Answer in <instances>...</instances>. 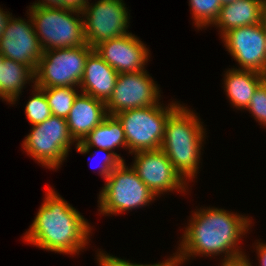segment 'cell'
Returning <instances> with one entry per match:
<instances>
[{"instance_id":"6da1fadb","label":"cell","mask_w":266,"mask_h":266,"mask_svg":"<svg viewBox=\"0 0 266 266\" xmlns=\"http://www.w3.org/2000/svg\"><path fill=\"white\" fill-rule=\"evenodd\" d=\"M189 222L179 244L181 248L178 247V252L173 253L177 266L190 259V256L225 254L221 263L240 261L246 256L238 244L252 223L247 216L207 207L194 212Z\"/></svg>"},{"instance_id":"7a4b0ae2","label":"cell","mask_w":266,"mask_h":266,"mask_svg":"<svg viewBox=\"0 0 266 266\" xmlns=\"http://www.w3.org/2000/svg\"><path fill=\"white\" fill-rule=\"evenodd\" d=\"M46 190L45 200L24 240L55 253L79 254L89 243L90 224L54 189Z\"/></svg>"},{"instance_id":"3957f363","label":"cell","mask_w":266,"mask_h":266,"mask_svg":"<svg viewBox=\"0 0 266 266\" xmlns=\"http://www.w3.org/2000/svg\"><path fill=\"white\" fill-rule=\"evenodd\" d=\"M203 130L197 114L181 104L166 120L161 149L185 181L197 176L205 137Z\"/></svg>"},{"instance_id":"277c9868","label":"cell","mask_w":266,"mask_h":266,"mask_svg":"<svg viewBox=\"0 0 266 266\" xmlns=\"http://www.w3.org/2000/svg\"><path fill=\"white\" fill-rule=\"evenodd\" d=\"M34 31L45 50L79 47L86 44L84 20L78 9L29 7ZM76 15L74 17V15ZM81 17V18H79Z\"/></svg>"},{"instance_id":"5b68a950","label":"cell","mask_w":266,"mask_h":266,"mask_svg":"<svg viewBox=\"0 0 266 266\" xmlns=\"http://www.w3.org/2000/svg\"><path fill=\"white\" fill-rule=\"evenodd\" d=\"M169 105L164 107L159 103L114 115L122 125L130 154L161 148L166 120L180 104Z\"/></svg>"},{"instance_id":"8992f818","label":"cell","mask_w":266,"mask_h":266,"mask_svg":"<svg viewBox=\"0 0 266 266\" xmlns=\"http://www.w3.org/2000/svg\"><path fill=\"white\" fill-rule=\"evenodd\" d=\"M98 199L99 212L117 215L135 208L144 207L155 200V195L125 161L111 171Z\"/></svg>"},{"instance_id":"52a82bcc","label":"cell","mask_w":266,"mask_h":266,"mask_svg":"<svg viewBox=\"0 0 266 266\" xmlns=\"http://www.w3.org/2000/svg\"><path fill=\"white\" fill-rule=\"evenodd\" d=\"M93 50L86 43L79 47L43 51L35 70L34 85L39 88H79L86 60Z\"/></svg>"},{"instance_id":"ba28073f","label":"cell","mask_w":266,"mask_h":266,"mask_svg":"<svg viewBox=\"0 0 266 266\" xmlns=\"http://www.w3.org/2000/svg\"><path fill=\"white\" fill-rule=\"evenodd\" d=\"M25 137L23 148L28 155L49 169H58L66 159L70 146L76 141L69 132L65 118L51 115L44 122L33 125Z\"/></svg>"},{"instance_id":"9c48e42d","label":"cell","mask_w":266,"mask_h":266,"mask_svg":"<svg viewBox=\"0 0 266 266\" xmlns=\"http://www.w3.org/2000/svg\"><path fill=\"white\" fill-rule=\"evenodd\" d=\"M88 2L81 10L86 43L95 48L101 42L128 34L129 12L123 0Z\"/></svg>"},{"instance_id":"30bf717a","label":"cell","mask_w":266,"mask_h":266,"mask_svg":"<svg viewBox=\"0 0 266 266\" xmlns=\"http://www.w3.org/2000/svg\"><path fill=\"white\" fill-rule=\"evenodd\" d=\"M159 89L147 70L118 74L112 96L105 103L107 113L114 116L125 110L159 104Z\"/></svg>"},{"instance_id":"8fae6325","label":"cell","mask_w":266,"mask_h":266,"mask_svg":"<svg viewBox=\"0 0 266 266\" xmlns=\"http://www.w3.org/2000/svg\"><path fill=\"white\" fill-rule=\"evenodd\" d=\"M221 37L240 70L266 75V29L261 23L233 28Z\"/></svg>"},{"instance_id":"7c38bea8","label":"cell","mask_w":266,"mask_h":266,"mask_svg":"<svg viewBox=\"0 0 266 266\" xmlns=\"http://www.w3.org/2000/svg\"><path fill=\"white\" fill-rule=\"evenodd\" d=\"M133 155L135 158L131 167L155 196L174 190L182 192L188 188L187 182L175 170L161 148L137 151Z\"/></svg>"},{"instance_id":"4fadbf2b","label":"cell","mask_w":266,"mask_h":266,"mask_svg":"<svg viewBox=\"0 0 266 266\" xmlns=\"http://www.w3.org/2000/svg\"><path fill=\"white\" fill-rule=\"evenodd\" d=\"M29 17L28 22L22 18H11L0 38V53L4 58L23 63L35 72L43 48Z\"/></svg>"},{"instance_id":"5bb4252c","label":"cell","mask_w":266,"mask_h":266,"mask_svg":"<svg viewBox=\"0 0 266 266\" xmlns=\"http://www.w3.org/2000/svg\"><path fill=\"white\" fill-rule=\"evenodd\" d=\"M94 50L118 74L146 70L144 66L150 54L146 45L130 32L122 37L101 42Z\"/></svg>"},{"instance_id":"9a60e30c","label":"cell","mask_w":266,"mask_h":266,"mask_svg":"<svg viewBox=\"0 0 266 266\" xmlns=\"http://www.w3.org/2000/svg\"><path fill=\"white\" fill-rule=\"evenodd\" d=\"M107 116L104 101L81 93L75 98L66 121L73 139L76 142H81Z\"/></svg>"},{"instance_id":"2e32d148","label":"cell","mask_w":266,"mask_h":266,"mask_svg":"<svg viewBox=\"0 0 266 266\" xmlns=\"http://www.w3.org/2000/svg\"><path fill=\"white\" fill-rule=\"evenodd\" d=\"M118 73L93 50L85 63L79 88L82 93L105 103L112 96Z\"/></svg>"},{"instance_id":"e0dca14e","label":"cell","mask_w":266,"mask_h":266,"mask_svg":"<svg viewBox=\"0 0 266 266\" xmlns=\"http://www.w3.org/2000/svg\"><path fill=\"white\" fill-rule=\"evenodd\" d=\"M77 145V146H76ZM80 154L89 153L92 147L113 152L122 162L125 160L113 151L116 147L128 148L124 130L119 120L108 115L104 121L89 132L81 142L75 144Z\"/></svg>"},{"instance_id":"ac0fdd59","label":"cell","mask_w":266,"mask_h":266,"mask_svg":"<svg viewBox=\"0 0 266 266\" xmlns=\"http://www.w3.org/2000/svg\"><path fill=\"white\" fill-rule=\"evenodd\" d=\"M224 76V91L231 104L240 110H246L256 89L266 80V75L237 68L226 70Z\"/></svg>"},{"instance_id":"d6986e66","label":"cell","mask_w":266,"mask_h":266,"mask_svg":"<svg viewBox=\"0 0 266 266\" xmlns=\"http://www.w3.org/2000/svg\"><path fill=\"white\" fill-rule=\"evenodd\" d=\"M262 0H237L223 5L214 26L222 36L225 32L242 26L261 23Z\"/></svg>"},{"instance_id":"ffe728a7","label":"cell","mask_w":266,"mask_h":266,"mask_svg":"<svg viewBox=\"0 0 266 266\" xmlns=\"http://www.w3.org/2000/svg\"><path fill=\"white\" fill-rule=\"evenodd\" d=\"M26 80L34 84L35 72L23 63L4 58L0 65V98L15 104Z\"/></svg>"},{"instance_id":"44dd1931","label":"cell","mask_w":266,"mask_h":266,"mask_svg":"<svg viewBox=\"0 0 266 266\" xmlns=\"http://www.w3.org/2000/svg\"><path fill=\"white\" fill-rule=\"evenodd\" d=\"M46 96L51 113L54 116L67 118L79 92L75 87L41 88Z\"/></svg>"},{"instance_id":"7402d4cb","label":"cell","mask_w":266,"mask_h":266,"mask_svg":"<svg viewBox=\"0 0 266 266\" xmlns=\"http://www.w3.org/2000/svg\"><path fill=\"white\" fill-rule=\"evenodd\" d=\"M196 27L206 28L214 24L222 7L220 0H189Z\"/></svg>"},{"instance_id":"603a6c76","label":"cell","mask_w":266,"mask_h":266,"mask_svg":"<svg viewBox=\"0 0 266 266\" xmlns=\"http://www.w3.org/2000/svg\"><path fill=\"white\" fill-rule=\"evenodd\" d=\"M32 86L34 95L26 104L25 114L30 124L36 125L44 122L52 113L44 91L35 85Z\"/></svg>"},{"instance_id":"cb8c5ba5","label":"cell","mask_w":266,"mask_h":266,"mask_svg":"<svg viewBox=\"0 0 266 266\" xmlns=\"http://www.w3.org/2000/svg\"><path fill=\"white\" fill-rule=\"evenodd\" d=\"M246 110L266 127V80L256 89Z\"/></svg>"},{"instance_id":"d4e9b609","label":"cell","mask_w":266,"mask_h":266,"mask_svg":"<svg viewBox=\"0 0 266 266\" xmlns=\"http://www.w3.org/2000/svg\"><path fill=\"white\" fill-rule=\"evenodd\" d=\"M97 261L99 262V266H177L174 264V259L171 256L170 258L166 259V261H162V263H155V264H136L131 263L128 260L120 259L115 256L108 255L103 252H99L97 255Z\"/></svg>"},{"instance_id":"484cf974","label":"cell","mask_w":266,"mask_h":266,"mask_svg":"<svg viewBox=\"0 0 266 266\" xmlns=\"http://www.w3.org/2000/svg\"><path fill=\"white\" fill-rule=\"evenodd\" d=\"M97 151L105 153V157L103 158V161L100 165L99 173L104 179H106L111 174V171L117 168L122 163V161L109 150L98 149Z\"/></svg>"},{"instance_id":"4316f807","label":"cell","mask_w":266,"mask_h":266,"mask_svg":"<svg viewBox=\"0 0 266 266\" xmlns=\"http://www.w3.org/2000/svg\"><path fill=\"white\" fill-rule=\"evenodd\" d=\"M31 7L65 8L69 9V0H38Z\"/></svg>"},{"instance_id":"83f0119b","label":"cell","mask_w":266,"mask_h":266,"mask_svg":"<svg viewBox=\"0 0 266 266\" xmlns=\"http://www.w3.org/2000/svg\"><path fill=\"white\" fill-rule=\"evenodd\" d=\"M11 16L12 15L10 13L8 14L7 12L3 11V9H1L0 7V38L3 36L4 31L8 23L10 22L12 18Z\"/></svg>"},{"instance_id":"f1b7e54d","label":"cell","mask_w":266,"mask_h":266,"mask_svg":"<svg viewBox=\"0 0 266 266\" xmlns=\"http://www.w3.org/2000/svg\"><path fill=\"white\" fill-rule=\"evenodd\" d=\"M259 243V244H258ZM256 252L258 256V260L260 263V266H266V243L263 242H257L256 243Z\"/></svg>"},{"instance_id":"f546056e","label":"cell","mask_w":266,"mask_h":266,"mask_svg":"<svg viewBox=\"0 0 266 266\" xmlns=\"http://www.w3.org/2000/svg\"><path fill=\"white\" fill-rule=\"evenodd\" d=\"M87 3L88 0H69V9L82 10Z\"/></svg>"},{"instance_id":"4dcf8cb0","label":"cell","mask_w":266,"mask_h":266,"mask_svg":"<svg viewBox=\"0 0 266 266\" xmlns=\"http://www.w3.org/2000/svg\"><path fill=\"white\" fill-rule=\"evenodd\" d=\"M221 266H252V265L249 259L245 256L243 260L231 263H221Z\"/></svg>"},{"instance_id":"1f68e13d","label":"cell","mask_w":266,"mask_h":266,"mask_svg":"<svg viewBox=\"0 0 266 266\" xmlns=\"http://www.w3.org/2000/svg\"><path fill=\"white\" fill-rule=\"evenodd\" d=\"M261 25L266 29V0H262Z\"/></svg>"},{"instance_id":"d6a6232c","label":"cell","mask_w":266,"mask_h":266,"mask_svg":"<svg viewBox=\"0 0 266 266\" xmlns=\"http://www.w3.org/2000/svg\"><path fill=\"white\" fill-rule=\"evenodd\" d=\"M236 1H237V0H220L222 6H223V5H226V4H228V3L236 2Z\"/></svg>"},{"instance_id":"836d02e7","label":"cell","mask_w":266,"mask_h":266,"mask_svg":"<svg viewBox=\"0 0 266 266\" xmlns=\"http://www.w3.org/2000/svg\"><path fill=\"white\" fill-rule=\"evenodd\" d=\"M3 60H4V56L0 53V65L2 64Z\"/></svg>"}]
</instances>
